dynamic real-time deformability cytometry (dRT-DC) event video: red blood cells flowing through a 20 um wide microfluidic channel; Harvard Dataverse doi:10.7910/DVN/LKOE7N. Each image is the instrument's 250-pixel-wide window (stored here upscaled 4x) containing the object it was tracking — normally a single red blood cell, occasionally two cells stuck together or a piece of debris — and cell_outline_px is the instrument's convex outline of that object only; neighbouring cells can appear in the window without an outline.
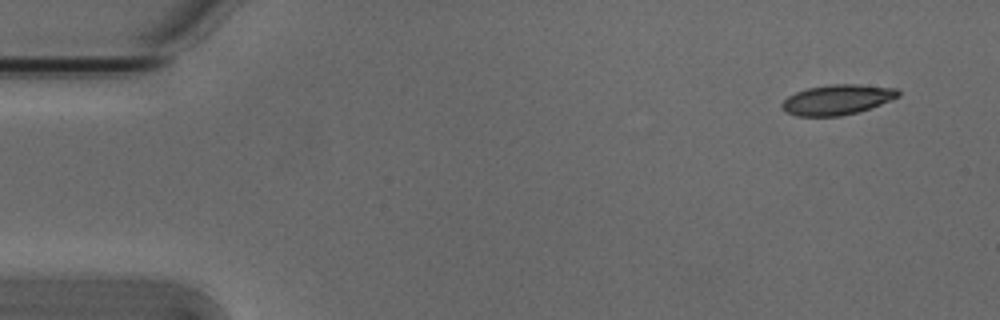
{"species": "Egyptian fruit bat (a non-hibernating species)", "species_latin": "Rousettus aegyptiacus", "temperature_condition": "cold", "stored_images_in_passage": 4, "camera_frame_rate_fps": 3000, "um_per_image_px": 0.085, "animal": {"sex": "male"}, "frame": {"image": 1, "passage_image": 1, "time_ms": 0.0, "image_size_px": [1000, 320], "cell_outline_px": [[900, 96], [880, 104], [856, 112], [840, 116], [796, 116], [780, 108], [780, 104], [788, 96], [796, 92], [808, 88], [832, 84], [856, 84], [896, 88], [900, 92]], "centroid_in_image_um": [71.14, 8.47], "position_along_channel_um": 13.9, "area_um2": 20.23}}
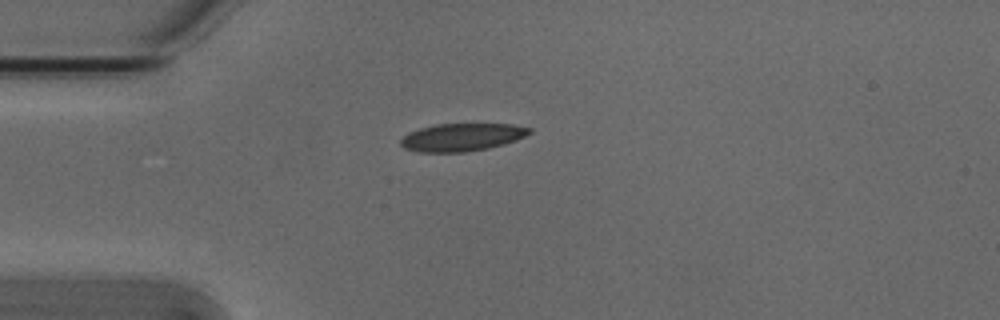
{"frame": {"image": 2, "passage_image": 4, "time_ms": 1.0, "image_size_px": [1000, 320], "cell_outline_px": [[532, 132], [516, 140], [504, 144], [488, 148], [464, 152], [420, 152], [404, 148], [400, 144], [400, 140], [408, 132], [420, 128], [436, 124], [512, 124], [532, 128]], "centroid_in_image_um": [39.26, 11.66], "position_along_channel_um": 45.7, "area_um2": 20.81}}